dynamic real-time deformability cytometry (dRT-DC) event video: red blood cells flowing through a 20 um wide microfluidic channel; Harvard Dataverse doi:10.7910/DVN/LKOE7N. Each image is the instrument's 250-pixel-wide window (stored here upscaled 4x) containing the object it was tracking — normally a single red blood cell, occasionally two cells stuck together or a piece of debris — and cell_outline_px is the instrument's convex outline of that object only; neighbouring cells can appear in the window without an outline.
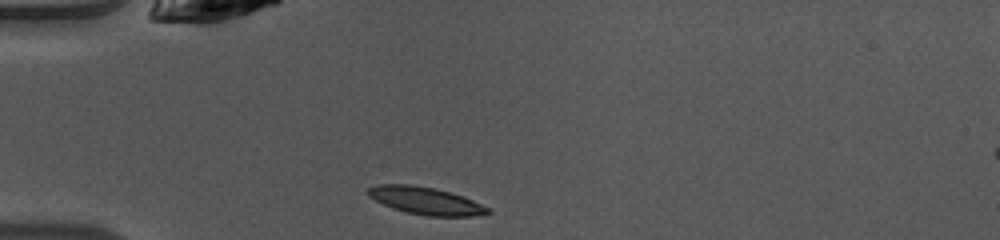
{"species": "common noctule bat (a hibernating species)", "species_latin": "Nyctalus noctula", "temperature_condition": "warm", "stored_images_in_passage": 36, "camera_frame_rate_fps": 3000, "um_per_image_px": 0.085, "animal": {"sex": "female", "body_mass_g": 10.0, "forearm_length_mm": 53.1}, "frame": {"image": 1, "passage_image": 1, "time_ms": 0.0, "image_size_px": [1000, 240], "cell_outline_px": [[492, 212], [472, 216], [428, 216], [408, 212], [392, 208], [368, 196], [364, 192], [368, 188], [376, 184], [412, 184], [432, 188], [448, 192], [472, 200], [488, 208]], "centroid_in_image_um": [36.11, 17.05], "position_along_channel_um": 48.9, "area_um2": 18.84}}
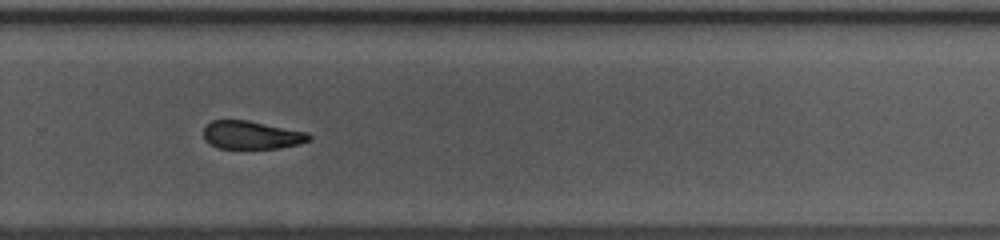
{"frame": {"image": 2, "passage_image": 21, "time_ms": 6.667, "image_size_px": [1000, 240], "cell_outline_px": [[312, 136], [308, 140], [300, 144], [276, 148], [220, 148], [204, 140], [204, 128], [212, 120], [248, 120], [308, 132]], "centroid_in_image_um": [21.4, 11.47], "position_along_channel_um": 308.4, "area_um2": 17.17}}
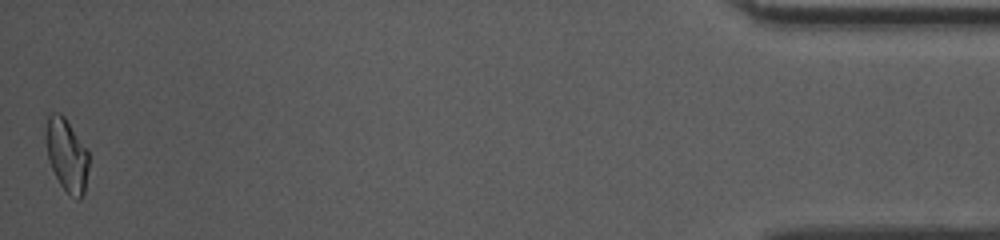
{"frame": {"image": 3, "passage_image": 36, "time_ms": 11.667, "image_size_px": [1000, 240], "cell_outline_px": [[88, 168], [84, 192], [80, 200], [76, 200], [60, 184], [48, 160], [44, 136], [44, 128], [48, 112], [60, 112], [64, 116], [88, 148]], "centroid_in_image_um": [5.64, 13.1], "position_along_channel_um": 429.6, "area_um2": 18.67}, "authors_computed_cell_mechanics": {"area_um2": 18.5538, "velocity_mm_per_s": 4.1227, "shape_relaxation_time_tau1_ms": 3.0431, "shape_relaxation_time_tau2_ms": 4.6954, "deformation_change_tau1": 0.1185, "deformation_change_tau2": 0.1028}}